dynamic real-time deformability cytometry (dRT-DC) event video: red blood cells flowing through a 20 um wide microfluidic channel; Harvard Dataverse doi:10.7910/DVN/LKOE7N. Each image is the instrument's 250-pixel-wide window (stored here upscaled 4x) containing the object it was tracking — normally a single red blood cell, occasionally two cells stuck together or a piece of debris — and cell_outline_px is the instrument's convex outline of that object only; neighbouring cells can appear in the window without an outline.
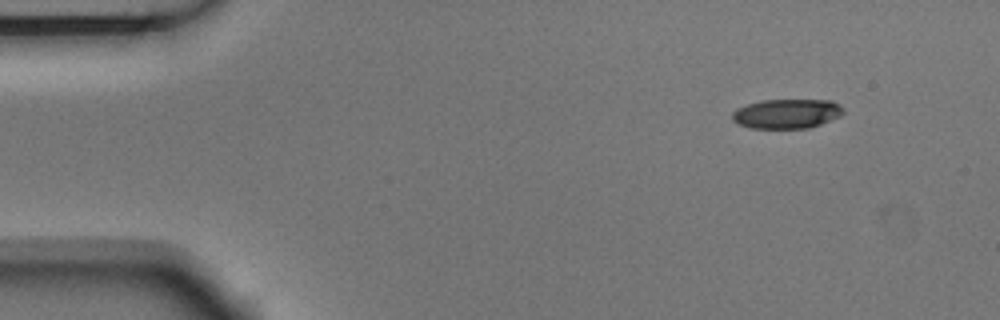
{"species": "Egyptian fruit bat (a non-hibernating species)", "species_latin": "Rousettus aegyptiacus", "temperature_condition": "room temperature", "stored_images_in_passage": 3, "camera_frame_rate_fps": 3000, "um_per_image_px": 0.085, "animal": {"sex": "male"}, "frame": {"image": 1, "passage_image": 1, "time_ms": 0.0, "image_size_px": [1000, 320], "cell_outline_px": [[844, 112], [840, 116], [820, 124], [808, 128], [748, 128], [736, 124], [732, 120], [732, 112], [736, 108], [748, 104], [764, 100], [832, 100], [840, 104], [844, 108]], "centroid_in_image_um": [66.86, 9.66], "position_along_channel_um": 18.1, "area_um2": 19.25}}